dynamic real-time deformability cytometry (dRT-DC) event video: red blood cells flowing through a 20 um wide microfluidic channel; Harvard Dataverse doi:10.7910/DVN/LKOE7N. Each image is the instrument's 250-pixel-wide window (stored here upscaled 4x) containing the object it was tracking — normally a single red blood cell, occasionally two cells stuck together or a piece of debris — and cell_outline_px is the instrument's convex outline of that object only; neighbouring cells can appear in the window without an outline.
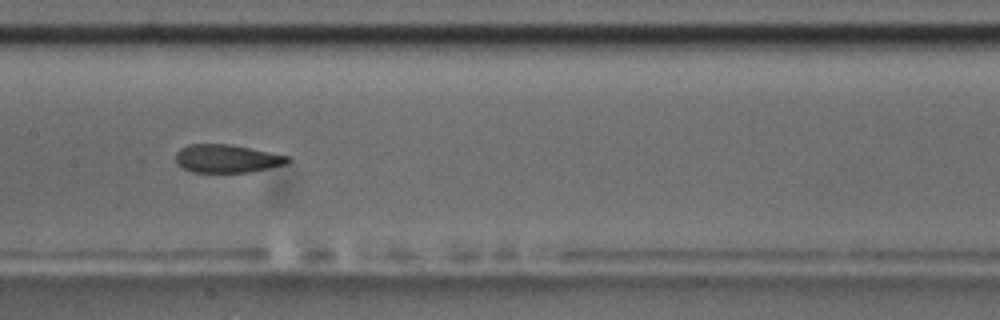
{"species": "common noctule bat (a hibernating species)", "species_latin": "Nyctalus noctula", "temperature_condition": "room temperature", "stored_images_in_passage": 10, "camera_frame_rate_fps": 3000, "um_per_image_px": 0.085, "animal": {"sex": "male", "body_mass_g": 17.5, "forearm_length_mm": 52.3}, "frame": {"image": 1, "passage_image": 7, "time_ms": 6.667, "image_size_px": [1000, 320], "cell_outline_px": [[292, 160], [288, 164], [252, 172], [192, 172], [176, 164], [176, 152], [180, 148], [188, 144], [228, 144], [288, 156]], "centroid_in_image_um": [19.28, 13.49], "position_along_channel_um": 188.1, "area_um2": 18.38}}